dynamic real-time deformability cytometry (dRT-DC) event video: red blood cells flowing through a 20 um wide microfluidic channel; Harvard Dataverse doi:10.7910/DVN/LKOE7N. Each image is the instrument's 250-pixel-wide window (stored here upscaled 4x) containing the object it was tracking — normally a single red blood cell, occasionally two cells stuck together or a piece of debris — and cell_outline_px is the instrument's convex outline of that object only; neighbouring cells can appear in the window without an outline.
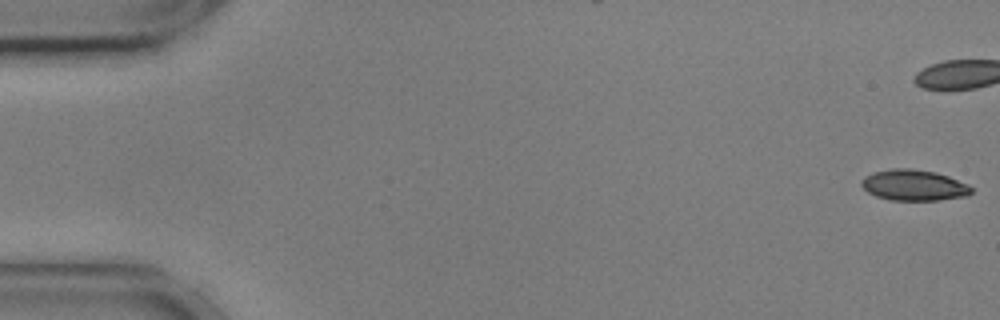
{"species": "common noctule bat (a hibernating species)", "species_latin": "Nyctalus noctula", "temperature_condition": "cold", "stored_images_in_passage": 44, "camera_frame_rate_fps": 3000, "um_per_image_px": 0.085, "animal": {"sex": "male", "body_mass_g": 17.9, "forearm_length_mm": 54.2}, "frame": {"image": 1, "passage_image": 1, "time_ms": 0.0, "image_size_px": [1000, 320], "cell_outline_px": [[972, 192], [968, 196], [940, 200], [888, 200], [876, 196], [868, 192], [860, 184], [860, 180], [864, 176], [872, 172], [892, 168], [912, 168], [936, 172], [948, 176], [968, 184], [972, 188]], "centroid_in_image_um": [77.66, 15.73], "position_along_channel_um": 7.3, "area_um2": 20.06}}